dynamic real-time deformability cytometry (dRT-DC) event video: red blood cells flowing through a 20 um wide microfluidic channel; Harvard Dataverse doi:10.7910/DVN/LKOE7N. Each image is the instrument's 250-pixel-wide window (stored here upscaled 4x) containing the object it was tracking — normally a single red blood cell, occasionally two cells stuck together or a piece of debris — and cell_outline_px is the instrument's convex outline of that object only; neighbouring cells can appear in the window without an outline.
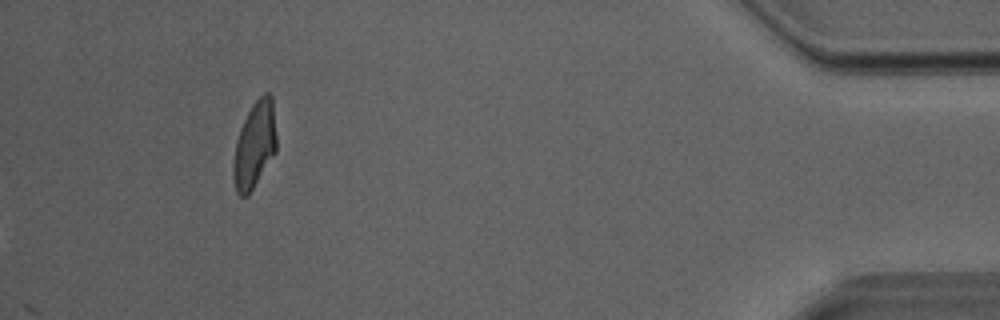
{"species": "Egyptian fruit bat (a non-hibernating species)", "species_latin": "Rousettus aegyptiacus", "temperature_condition": "room temperature", "stored_images_in_passage": 26, "camera_frame_rate_fps": 3000, "um_per_image_px": 0.085, "animal": {"sex": "male"}, "frame": {"image": 1, "passage_image": 26, "time_ms": 8.333, "image_size_px": [1000, 320], "cell_outline_px": [[276, 152], [248, 196], [240, 196], [236, 192], [232, 176], [232, 164], [236, 140], [240, 128], [252, 104], [264, 92], [268, 92], [272, 96], [276, 136]], "centroid_in_image_um": [21.62, 12.34], "position_along_channel_um": 413.6, "area_um2": 21.91}}